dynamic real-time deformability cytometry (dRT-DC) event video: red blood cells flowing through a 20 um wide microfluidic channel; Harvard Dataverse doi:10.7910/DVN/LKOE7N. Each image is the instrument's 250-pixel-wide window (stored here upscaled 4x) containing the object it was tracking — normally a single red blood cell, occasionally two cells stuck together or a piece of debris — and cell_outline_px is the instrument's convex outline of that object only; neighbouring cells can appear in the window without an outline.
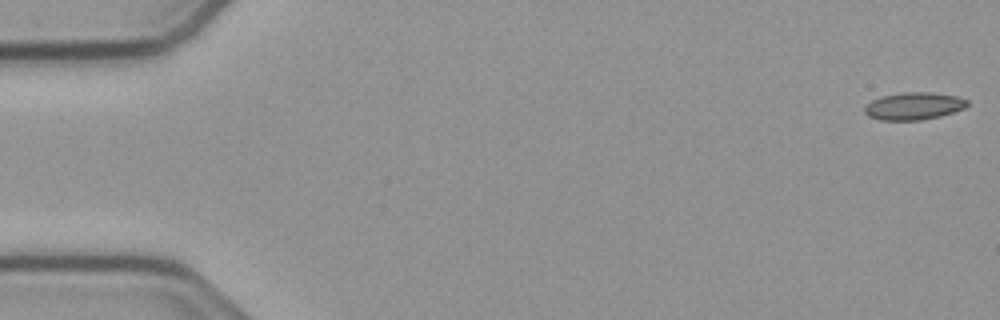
{"species": "common noctule bat (a hibernating species)", "species_latin": "Nyctalus noctula", "temperature_condition": "cold", "stored_images_in_passage": 36, "camera_frame_rate_fps": 3000, "um_per_image_px": 0.085, "animal": {"sex": "male", "body_mass_g": 23.1, "forearm_length_mm": 52.7}, "frame": {"image": 1, "passage_image": 1, "time_ms": 0.0, "image_size_px": [1000, 320], "cell_outline_px": [[968, 104], [964, 108], [940, 116], [920, 120], [880, 120], [868, 116], [864, 112], [864, 108], [872, 100], [880, 96], [904, 92], [932, 92], [956, 96], [968, 100]], "centroid_in_image_um": [77.65, 9.01], "position_along_channel_um": 7.3, "area_um2": 16.36}}
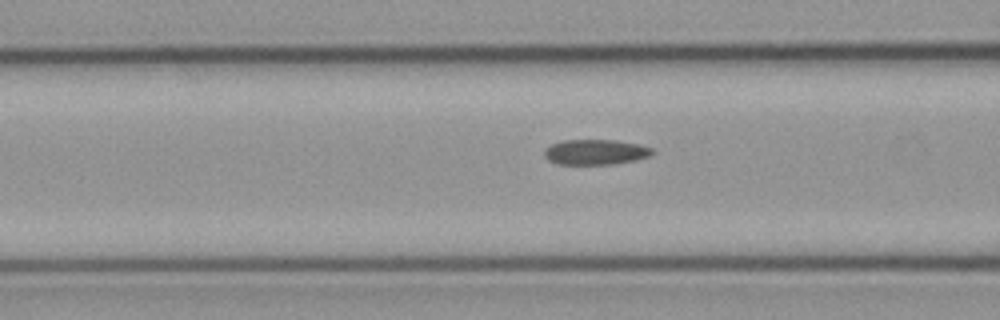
{"frame": {"image": 2, "passage_image": 21, "time_ms": 6.667, "image_size_px": [1000, 320], "cell_outline_px": [[652, 152], [648, 156], [636, 160], [612, 164], [556, 164], [548, 160], [544, 156], [544, 148], [552, 144], [564, 140], [616, 140], [640, 144], [652, 148]], "centroid_in_image_um": [50.58, 12.92], "position_along_channel_um": 116.0, "area_um2": 15.9}}
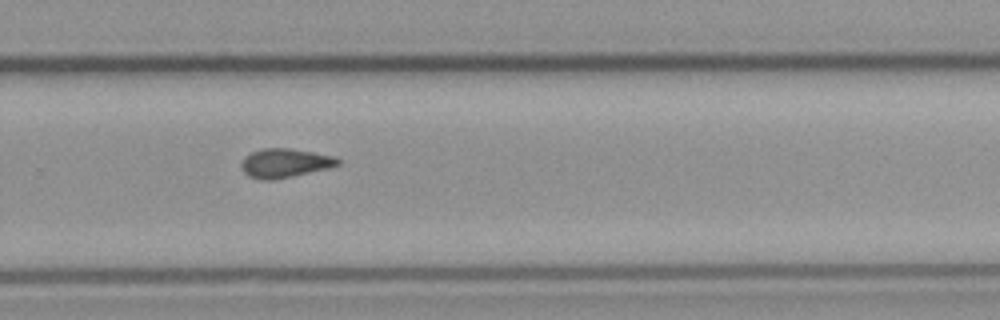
{"frame": {"image": 3, "passage_image": 36, "time_ms": 11.667, "image_size_px": [1000, 320], "cell_outline_px": [[340, 164], [328, 168], [276, 180], [260, 180], [248, 176], [240, 168], [240, 164], [244, 156], [252, 152], [264, 148], [288, 148], [336, 156], [340, 160]], "centroid_in_image_um": [24.18, 13.87], "position_along_channel_um": 305.6, "area_um2": 16.47}}